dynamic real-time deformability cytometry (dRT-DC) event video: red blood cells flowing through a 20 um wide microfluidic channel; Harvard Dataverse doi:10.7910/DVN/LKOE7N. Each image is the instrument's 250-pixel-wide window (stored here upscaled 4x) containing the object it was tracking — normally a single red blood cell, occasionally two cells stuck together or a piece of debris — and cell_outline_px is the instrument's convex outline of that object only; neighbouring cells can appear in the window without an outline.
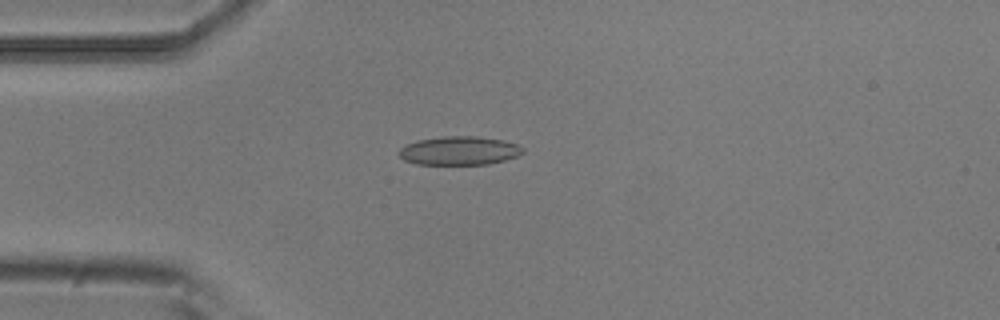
{"species": "common noctule bat (a hibernating species)", "species_latin": "Nyctalus noctula", "temperature_condition": "room temperature", "stored_images_in_passage": 4, "camera_frame_rate_fps": 3000, "um_per_image_px": 0.085, "animal": {"sex": "male", "body_mass_g": 20.5, "forearm_length_mm": 52.5}, "frame": {"image": 1, "passage_image": 4, "time_ms": 1.0, "image_size_px": [1000, 320], "cell_outline_px": [[524, 152], [516, 156], [504, 160], [488, 164], [416, 164], [404, 160], [400, 156], [400, 148], [416, 140], [444, 136], [476, 136], [504, 140], [516, 144], [524, 148]], "centroid_in_image_um": [39.05, 12.8], "position_along_channel_um": 46.0, "area_um2": 20.58}}